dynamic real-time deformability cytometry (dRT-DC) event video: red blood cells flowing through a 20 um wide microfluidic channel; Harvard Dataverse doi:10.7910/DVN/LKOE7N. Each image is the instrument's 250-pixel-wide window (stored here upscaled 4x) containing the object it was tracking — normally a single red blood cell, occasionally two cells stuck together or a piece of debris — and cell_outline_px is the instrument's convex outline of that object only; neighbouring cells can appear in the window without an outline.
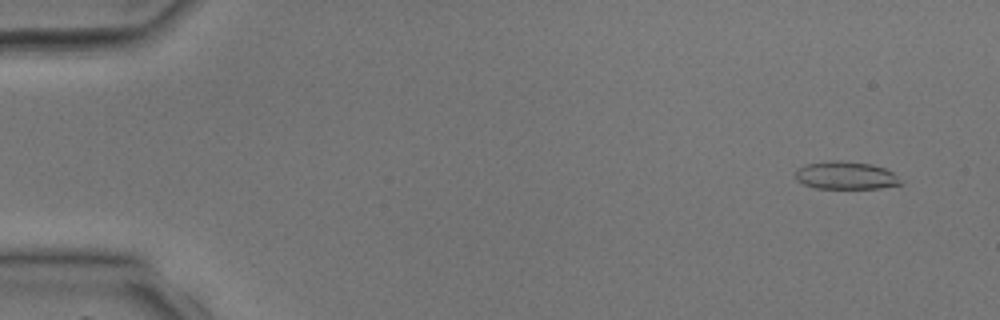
{"species": "common noctule bat (a hibernating species)", "species_latin": "Nyctalus noctula", "temperature_condition": "room temperature", "stored_images_in_passage": 40, "camera_frame_rate_fps": 3000, "um_per_image_px": 0.085, "animal": {"sex": "male", "body_mass_g": 17.9, "forearm_length_mm": 54.2}, "frame": {"image": 1, "passage_image": 3, "time_ms": 0.667, "image_size_px": [1000, 320], "cell_outline_px": [[904, 184], [880, 188], [816, 188], [804, 184], [796, 180], [796, 172], [800, 168], [808, 164], [832, 160], [840, 160], [872, 164], [884, 168], [892, 172]], "centroid_in_image_um": [71.92, 14.91], "position_along_channel_um": 13.1, "area_um2": 16.88}}
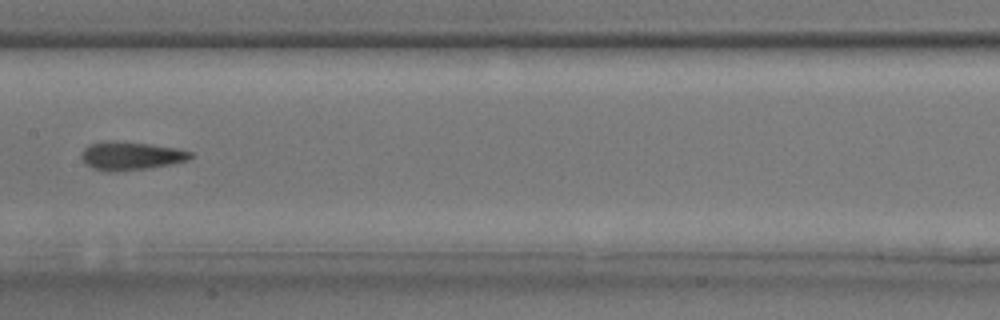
{"frame": {"image": 2, "passage_image": 21, "time_ms": 6.667, "image_size_px": [1000, 320], "cell_outline_px": [[192, 156], [188, 160], [172, 164], [148, 168], [116, 172], [108, 172], [84, 164], [80, 156], [84, 148], [88, 144], [112, 140], [116, 140], [148, 144], [176, 148], [192, 152]], "centroid_in_image_um": [11.09, 13.24], "position_along_channel_um": 196.3, "area_um2": 18.09}}
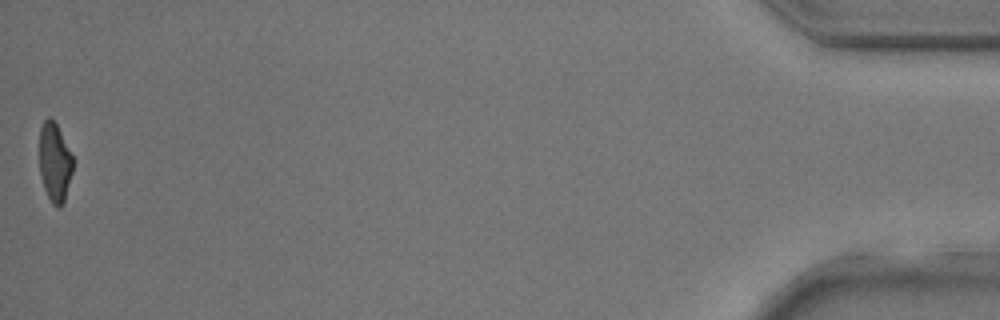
{"frame": {"image": 3, "passage_image": 40, "time_ms": 13.0, "image_size_px": [1000, 320], "cell_outline_px": [[72, 172], [64, 200], [60, 208], [56, 208], [52, 204], [44, 188], [40, 172], [40, 128], [44, 120], [48, 116], [56, 124], [72, 156]], "centroid_in_image_um": [4.64, 13.82], "position_along_channel_um": 430.6, "area_um2": 15.03}}